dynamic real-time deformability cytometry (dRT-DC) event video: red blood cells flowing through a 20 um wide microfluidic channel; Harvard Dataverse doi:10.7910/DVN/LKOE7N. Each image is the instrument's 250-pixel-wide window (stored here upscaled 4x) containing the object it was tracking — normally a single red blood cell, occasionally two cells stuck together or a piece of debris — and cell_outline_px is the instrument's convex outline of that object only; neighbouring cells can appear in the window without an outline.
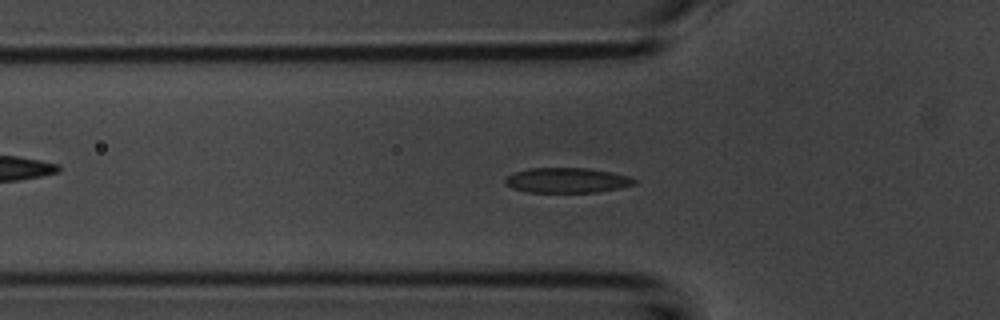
{"species": "common noctule bat (a hibernating species)", "species_latin": "Nyctalus noctula", "temperature_condition": "room temperature", "stored_images_in_passage": 54, "camera_frame_rate_fps": 3000, "um_per_image_px": 0.085, "animal": {"sex": "male", "body_mass_g": 20.1, "forearm_length_mm": 53.5}, "frame": {"image": 1, "passage_image": 17, "time_ms": 5.333, "image_size_px": [1000, 320], "cell_outline_px": [[636, 184], [620, 188], [596, 192], [528, 192], [512, 188], [504, 180], [508, 176], [516, 172], [528, 168], [588, 168], [628, 176], [636, 180]], "centroid_in_image_um": [48.2, 15.33], "position_along_channel_um": 77.6, "area_um2": 18.61}}
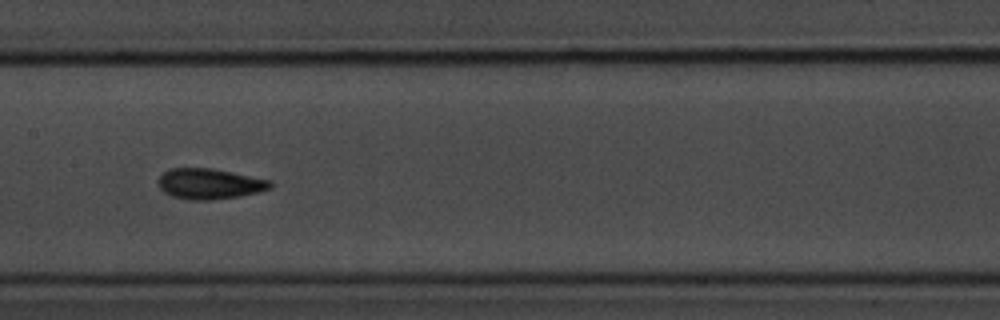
{"frame": {"image": 2, "passage_image": 26, "time_ms": 8.333, "image_size_px": [1000, 320], "cell_outline_px": [[272, 188], [240, 196], [212, 200], [188, 200], [172, 196], [164, 192], [160, 188], [160, 176], [164, 172], [172, 168], [212, 168], [272, 180]], "centroid_in_image_um": [17.84, 15.63], "position_along_channel_um": 189.6, "area_um2": 19.88}}
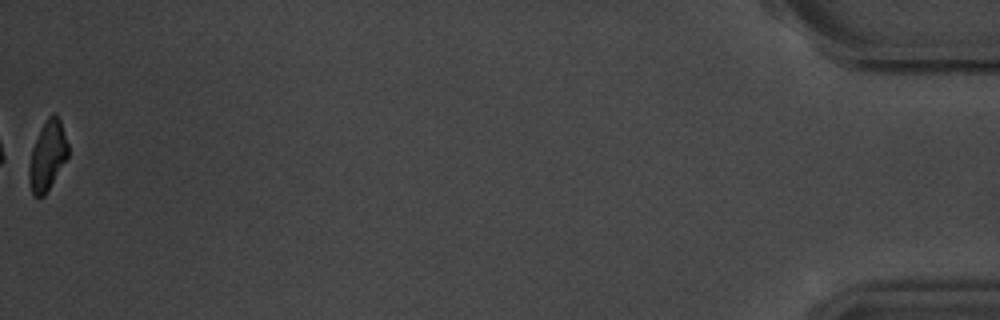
{"frame": {"image": 3, "passage_image": 54, "time_ms": 17.667, "image_size_px": [1000, 320], "cell_outline_px": [[68, 156], [44, 196], [32, 196], [28, 180], [28, 168], [32, 148], [48, 116], [52, 112], [56, 112], [60, 120], [68, 144]], "centroid_in_image_um": [4.02, 13.24], "position_along_channel_um": 431.2, "area_um2": 15.61}, "authors_computed_cell_mechanics": {"area_um2": 18.6694, "velocity_mm_per_s": 3.7022, "shape_relaxation_time_tau1_ms": 1.8566, "shape_relaxation_time_tau2_ms": 0.9252, "deformation_change_tau1": 0.0969, "deformation_change_tau2": 0.0589}}